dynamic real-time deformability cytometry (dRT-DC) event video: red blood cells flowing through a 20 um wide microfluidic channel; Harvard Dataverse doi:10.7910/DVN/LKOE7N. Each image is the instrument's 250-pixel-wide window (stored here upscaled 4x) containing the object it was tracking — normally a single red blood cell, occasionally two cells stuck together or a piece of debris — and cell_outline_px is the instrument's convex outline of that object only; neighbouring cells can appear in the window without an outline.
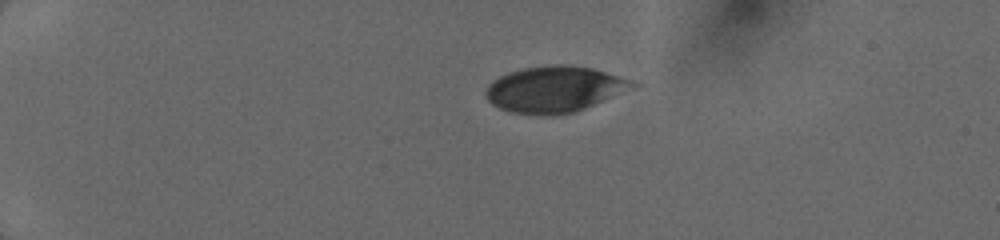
{"species": "human", "species_latin": "Homo sapiens", "temperature_condition": "cold", "stored_images_in_passage": 25, "camera_frame_rate_fps": 3000, "um_per_image_px": 0.085, "donor": {"sex": "female"}, "frame": {"image": 1, "passage_image": 1, "time_ms": 0.0, "image_size_px": [1000, 240], "cell_outline_px": [[640, 84], [636, 88], [584, 108], [572, 112], [512, 112], [500, 108], [492, 104], [484, 96], [484, 92], [488, 84], [492, 80], [508, 72], [524, 68], [556, 64], [560, 64], [592, 68]], "centroid_in_image_um": [47.12, 7.54], "position_along_channel_um": 37.9, "area_um2": 38.32}}
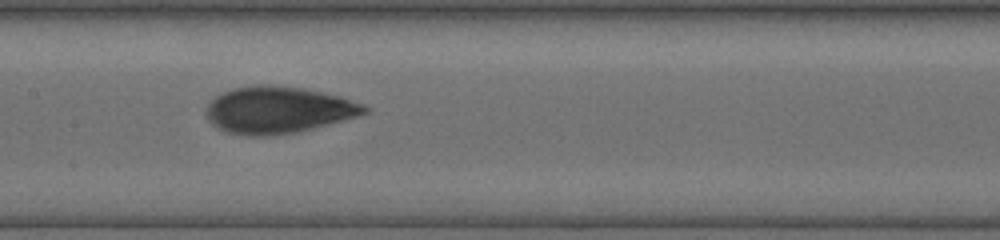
{"frame": {"image": 2, "passage_image": 15, "time_ms": 5.333, "image_size_px": [1000, 240], "cell_outline_px": [[372, 108], [368, 112], [356, 116], [328, 124], [296, 132], [264, 136], [252, 136], [228, 132], [216, 128], [212, 124], [208, 116], [208, 104], [216, 96], [232, 88], [256, 84], [268, 84], [304, 88], [324, 92], [340, 96], [364, 104]], "centroid_in_image_um": [23.67, 9.33], "position_along_channel_um": 183.7, "area_um2": 43.0}}
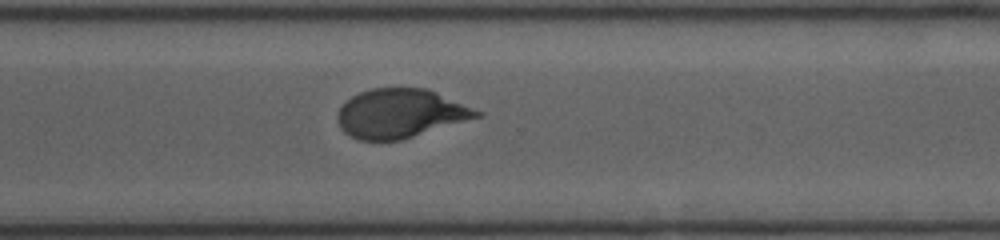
{"frame": {"image": 3, "passage_image": 25, "time_ms": 9.0, "image_size_px": [1000, 240], "cell_outline_px": [[484, 116], [400, 140], [360, 140], [344, 132], [340, 128], [336, 116], [340, 108], [352, 96], [360, 92], [372, 88], [428, 88], [484, 112]], "centroid_in_image_um": [34.07, 9.64], "position_along_channel_um": 336.5, "area_um2": 39.77}}